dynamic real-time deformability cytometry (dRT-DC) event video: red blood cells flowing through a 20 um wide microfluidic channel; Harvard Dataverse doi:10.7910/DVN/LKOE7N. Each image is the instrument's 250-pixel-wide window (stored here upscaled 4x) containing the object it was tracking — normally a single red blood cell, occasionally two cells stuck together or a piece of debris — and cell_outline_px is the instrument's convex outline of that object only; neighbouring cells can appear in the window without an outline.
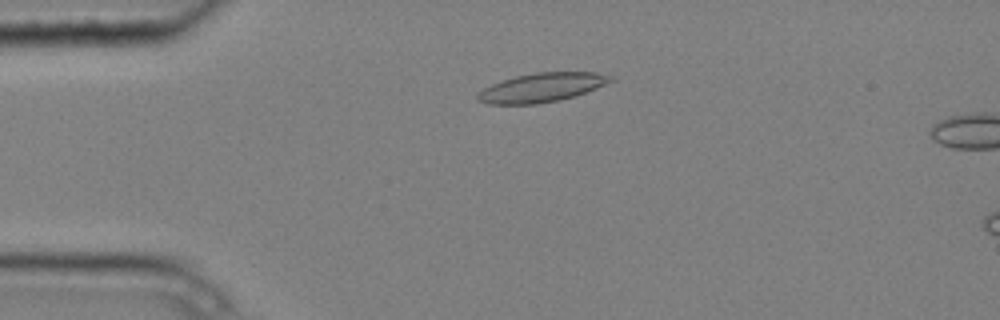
{"species": "common noctule bat (a hibernating species)", "species_latin": "Nyctalus noctula", "temperature_condition": "cold", "stored_images_in_passage": 3, "camera_frame_rate_fps": 3000, "um_per_image_px": 0.085, "animal": {"sex": "male", "body_mass_g": 20.4}, "frame": {"image": 1, "passage_image": 2, "time_ms": 0.333, "image_size_px": [1000, 320], "cell_outline_px": [[616, 80], [576, 96], [560, 100], [536, 104], [484, 104], [476, 100], [476, 96], [484, 88], [492, 84], [516, 76], [536, 72], [596, 72], [616, 76]], "centroid_in_image_um": [46.1, 7.44], "position_along_channel_um": 38.9, "area_um2": 22.66}}